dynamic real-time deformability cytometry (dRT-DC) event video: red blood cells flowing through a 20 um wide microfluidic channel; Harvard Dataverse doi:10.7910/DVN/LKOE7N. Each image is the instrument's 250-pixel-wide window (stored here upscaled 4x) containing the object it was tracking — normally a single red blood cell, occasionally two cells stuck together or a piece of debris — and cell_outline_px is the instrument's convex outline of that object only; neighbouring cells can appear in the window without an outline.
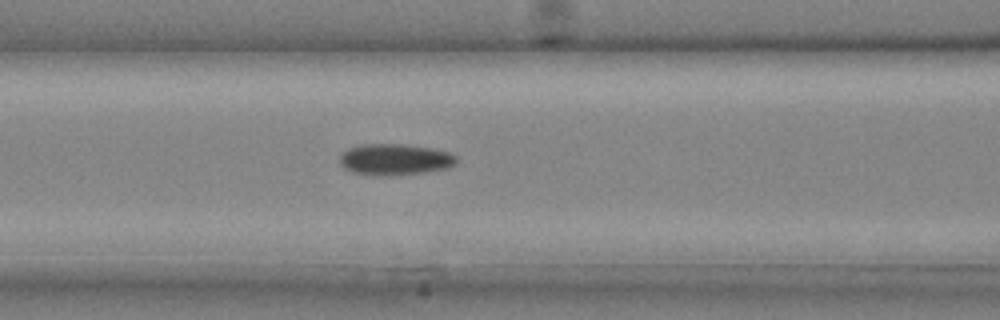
{"species": "common noctule bat (a hibernating species)", "species_latin": "Nyctalus noctula", "temperature_condition": "cold", "stored_images_in_passage": 23, "segment_of_instrument_passage": [1, 2], "camera_frame_rate_fps": 3000, "um_per_image_px": 0.085, "animal": {"sex": "male", "body_mass_g": 20.4}, "frame": {"image": 1, "passage_image": 4, "time_ms": 1.0, "image_size_px": [1000, 320], "cell_outline_px": [[456, 164], [448, 168], [424, 172], [392, 176], [380, 176], [352, 172], [344, 168], [340, 164], [340, 156], [348, 148], [360, 144], [404, 144], [432, 148], [452, 152], [456, 156]], "centroid_in_image_um": [33.58, 13.55], "position_along_channel_um": 133.0, "area_um2": 21.5}}
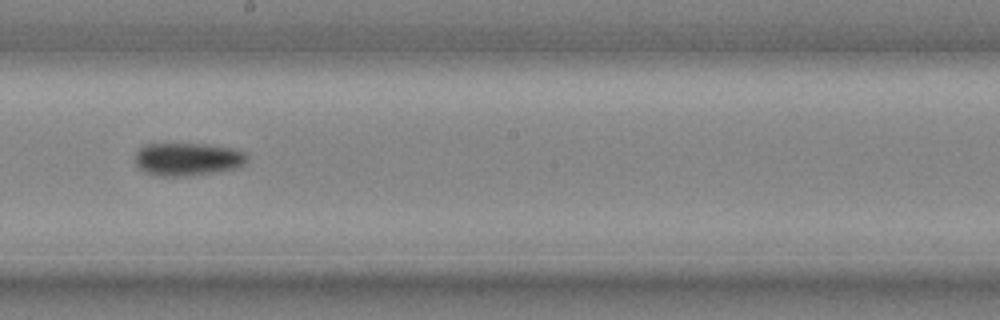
{"frame": {"image": 2, "passage_image": 9, "time_ms": 2.667, "image_size_px": [1000, 320], "cell_outline_px": [[248, 160], [240, 168], [212, 172], [180, 176], [160, 176], [144, 172], [136, 164], [136, 152], [144, 144], [208, 144], [236, 148], [244, 152], [248, 156]], "centroid_in_image_um": [15.99, 13.52], "position_along_channel_um": 232.2, "area_um2": 21.56}}
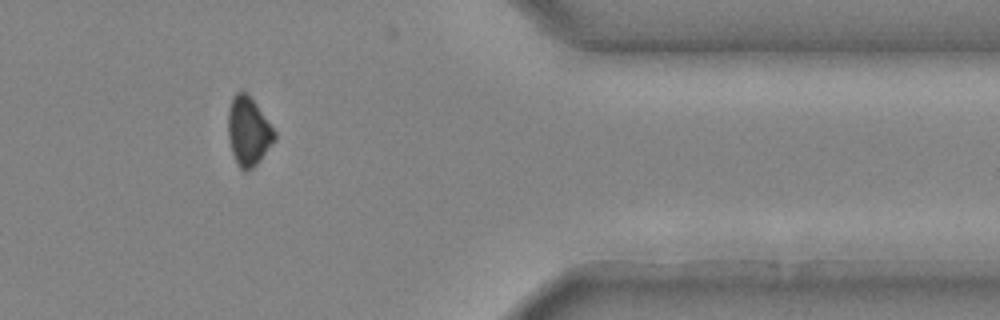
{"frame": {"image": 3, "passage_image": 18, "time_ms": 5.667, "image_size_px": [1000, 320], "cell_outline_px": [[276, 140], [260, 160], [252, 168], [244, 172], [240, 168], [232, 152], [228, 140], [228, 108], [232, 96], [236, 92], [244, 92], [252, 100], [276, 132]], "centroid_in_image_um": [21.1, 11.18], "position_along_channel_um": 390.3, "area_um2": 18.38}}